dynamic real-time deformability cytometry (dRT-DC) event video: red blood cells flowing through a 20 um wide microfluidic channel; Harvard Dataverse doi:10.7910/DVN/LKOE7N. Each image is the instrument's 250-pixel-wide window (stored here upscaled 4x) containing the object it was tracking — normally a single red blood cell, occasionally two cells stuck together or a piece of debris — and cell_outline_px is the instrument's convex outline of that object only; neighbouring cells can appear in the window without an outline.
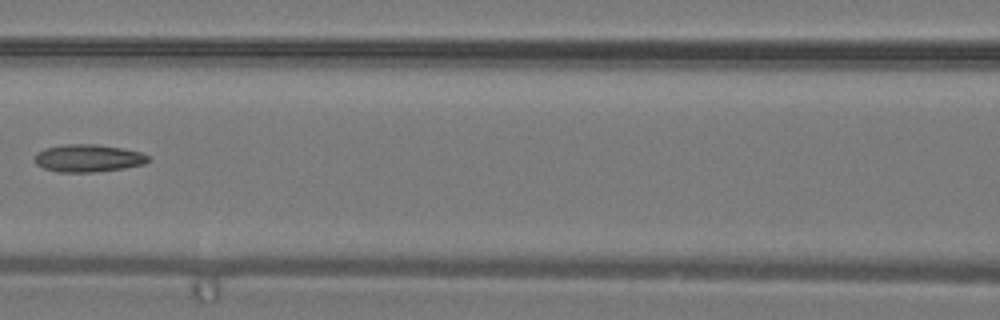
{"species": "common noctule bat (a hibernating species)", "species_latin": "Nyctalus noctula", "temperature_condition": "warm", "stored_images_in_passage": 14, "camera_frame_rate_fps": 3000, "um_per_image_px": 0.085, "animal": {"sex": "male", "body_mass_g": 19.2, "forearm_length_mm": 51.8}, "frame": {"image": 1, "passage_image": 6, "time_ms": 1.667, "image_size_px": [1000, 320], "cell_outline_px": [[152, 160], [144, 164], [124, 168], [92, 172], [60, 172], [44, 168], [36, 164], [36, 152], [44, 148], [64, 144], [96, 144], [120, 148], [140, 152], [148, 156]], "centroid_in_image_um": [7.5, 13.44], "position_along_channel_um": 159.1, "area_um2": 18.15}}
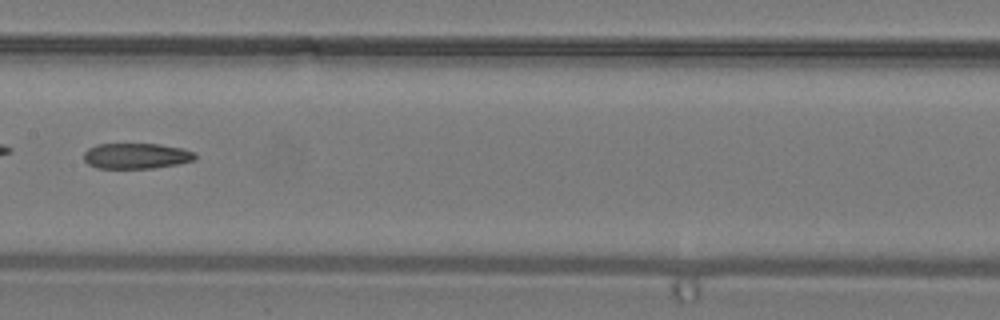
{"frame": {"image": 2, "passage_image": 8, "time_ms": 2.333, "image_size_px": [1000, 320], "cell_outline_px": [[196, 160], [176, 164], [152, 168], [96, 168], [88, 164], [84, 160], [84, 152], [88, 148], [96, 144], [160, 144], [180, 148], [196, 152]], "centroid_in_image_um": [11.57, 13.25], "position_along_channel_um": 195.8, "area_um2": 16.65}}
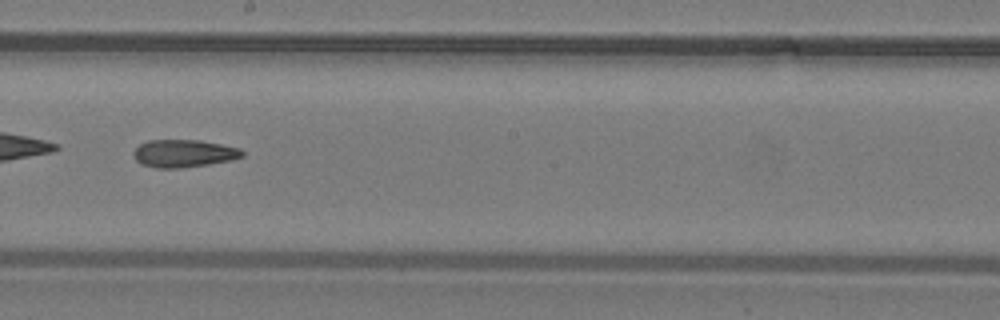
{"frame": {"image": 3, "passage_image": 10, "time_ms": 3.0, "image_size_px": [1000, 320], "cell_outline_px": [[244, 156], [232, 160], [208, 164], [180, 168], [156, 168], [140, 164], [132, 156], [132, 152], [140, 144], [148, 140], [200, 140], [240, 148], [244, 152]], "centroid_in_image_um": [15.6, 13.04], "position_along_channel_um": 232.6, "area_um2": 17.63}}